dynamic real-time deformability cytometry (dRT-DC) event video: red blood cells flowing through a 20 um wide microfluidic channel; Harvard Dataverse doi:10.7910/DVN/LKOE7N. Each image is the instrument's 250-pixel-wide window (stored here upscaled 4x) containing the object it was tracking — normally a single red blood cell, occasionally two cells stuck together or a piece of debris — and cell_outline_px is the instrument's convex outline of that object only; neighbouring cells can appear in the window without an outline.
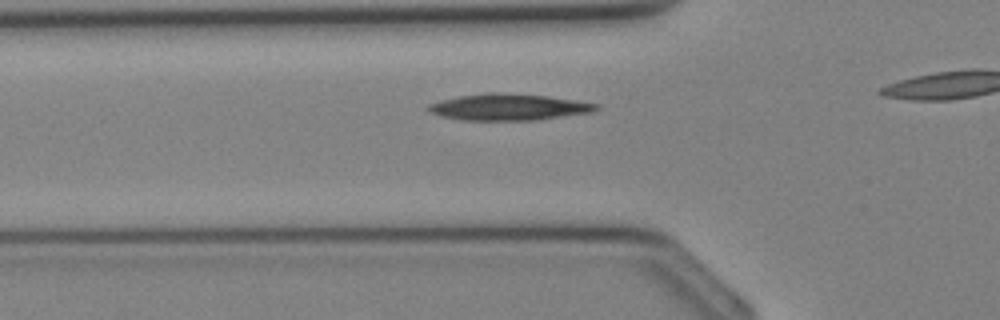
{"species": "Egyptian fruit bat (a non-hibernating species)", "species_latin": "Rousettus aegyptiacus", "temperature_condition": "cold", "stored_images_in_passage": 11, "camera_frame_rate_fps": 3000, "um_per_image_px": 0.085, "animal": {"sex": "female"}, "frame": {"image": 1, "passage_image": 5, "time_ms": 1.333, "image_size_px": [1000, 320], "cell_outline_px": [[600, 108], [592, 112], [536, 120], [460, 120], [440, 116], [432, 112], [428, 108], [428, 104], [440, 100], [460, 96], [548, 96], [600, 104]], "centroid_in_image_um": [43.29, 9.16], "position_along_channel_um": 82.5, "area_um2": 24.39}}
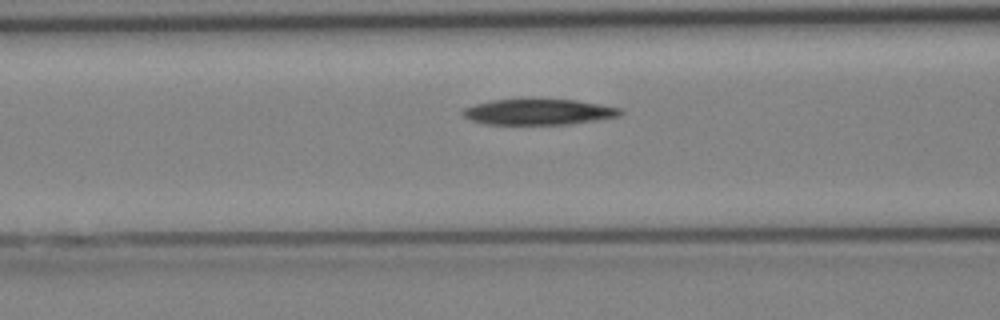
{"frame": {"image": 2, "passage_image": 7, "time_ms": 2.0, "image_size_px": [1000, 320], "cell_outline_px": [[624, 112], [620, 116], [596, 120], [568, 124], [484, 124], [472, 120], [464, 116], [460, 112], [464, 108], [476, 104], [492, 100], [528, 96], [576, 100], [600, 104], [620, 108]], "centroid_in_image_um": [45.76, 9.46], "position_along_channel_um": 120.8, "area_um2": 24.57}}
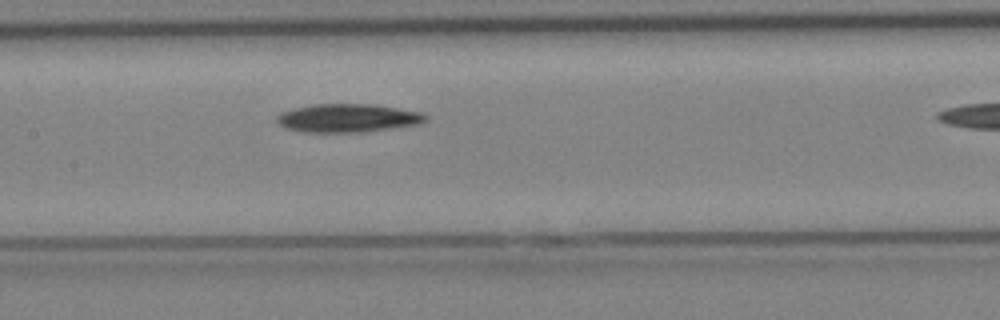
{"frame": {"image": 3, "passage_image": 10, "time_ms": 3.0, "image_size_px": [1000, 320], "cell_outline_px": [[428, 120], [420, 124], [364, 132], [304, 132], [284, 128], [276, 120], [276, 116], [280, 112], [292, 108], [316, 104], [372, 104], [420, 112], [428, 116]], "centroid_in_image_um": [29.54, 10.04], "position_along_channel_um": 177.9, "area_um2": 24.68}}